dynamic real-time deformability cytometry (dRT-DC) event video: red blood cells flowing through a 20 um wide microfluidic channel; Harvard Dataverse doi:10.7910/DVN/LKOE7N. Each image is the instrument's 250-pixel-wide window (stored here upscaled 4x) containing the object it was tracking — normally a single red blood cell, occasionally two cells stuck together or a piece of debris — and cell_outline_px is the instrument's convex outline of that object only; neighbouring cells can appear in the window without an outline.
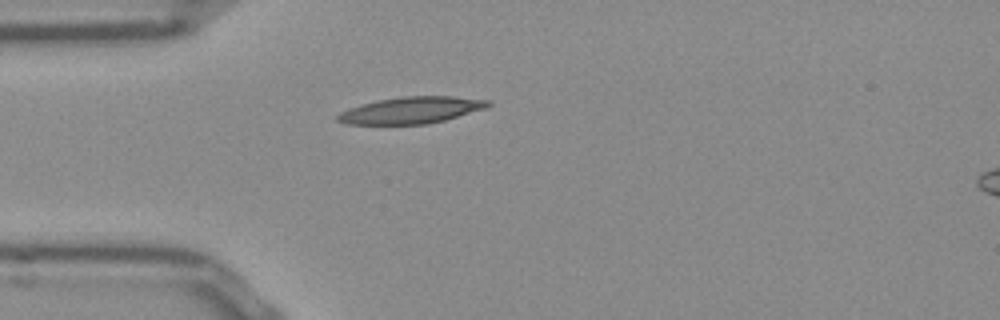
{"species": "Egyptian fruit bat (a non-hibernating species)", "species_latin": "Rousettus aegyptiacus", "temperature_condition": "room temperature", "stored_images_in_passage": 39, "camera_frame_rate_fps": 3000, "um_per_image_px": 0.085, "frame": {"image": 1, "passage_image": 1, "time_ms": 0.0, "image_size_px": [1000, 320], "cell_outline_px": [[492, 104], [488, 108], [444, 120], [424, 124], [348, 124], [336, 120], [336, 116], [340, 112], [348, 108], [376, 100], [404, 96], [452, 96], [492, 100]], "centroid_in_image_um": [34.99, 9.35], "position_along_channel_um": 50.0, "area_um2": 23.47}}
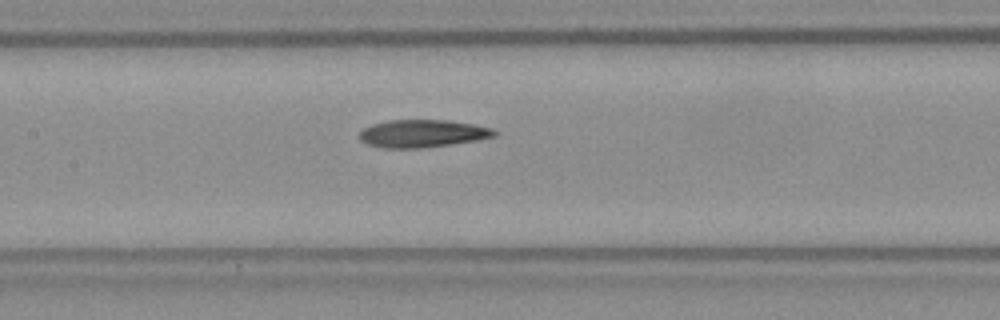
{"frame": {"image": 2, "passage_image": 11, "time_ms": 3.333, "image_size_px": [1000, 320], "cell_outline_px": [[500, 132], [496, 136], [476, 140], [420, 148], [384, 148], [368, 144], [360, 140], [360, 132], [364, 128], [372, 124], [388, 120], [448, 120], [496, 128]], "centroid_in_image_um": [35.95, 11.34], "position_along_channel_um": 171.4, "area_um2": 21.73}}
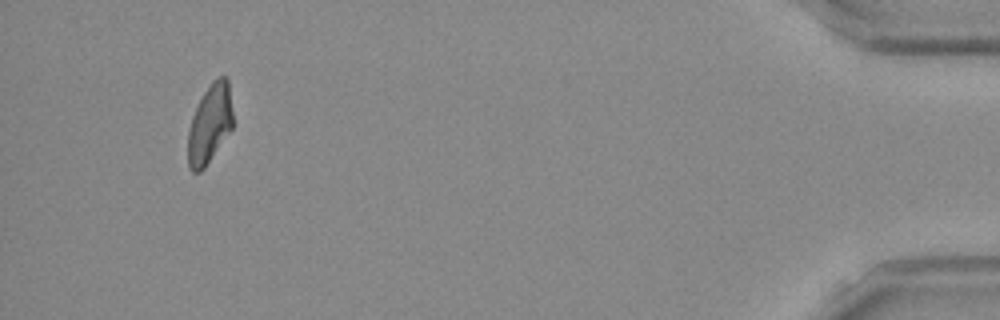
{"frame": {"image": 3, "passage_image": 36, "time_ms": 11.667, "image_size_px": [1000, 320], "cell_outline_px": [[232, 128], [204, 168], [200, 172], [192, 172], [188, 168], [188, 132], [192, 116], [204, 92], [212, 80], [220, 76], [228, 76], [232, 112]], "centroid_in_image_um": [17.82, 10.52], "position_along_channel_um": 417.4, "area_um2": 20.52}, "authors_computed_cell_mechanics": {"area_um2": 21.7328, "velocity_mm_per_s": 3.8786, "shape_relaxation_time_tau1_ms": null, "shape_relaxation_time_tau2_ms": 8.3348, "deformation_change_tau1": null, "deformation_change_tau2": 0.1946}}